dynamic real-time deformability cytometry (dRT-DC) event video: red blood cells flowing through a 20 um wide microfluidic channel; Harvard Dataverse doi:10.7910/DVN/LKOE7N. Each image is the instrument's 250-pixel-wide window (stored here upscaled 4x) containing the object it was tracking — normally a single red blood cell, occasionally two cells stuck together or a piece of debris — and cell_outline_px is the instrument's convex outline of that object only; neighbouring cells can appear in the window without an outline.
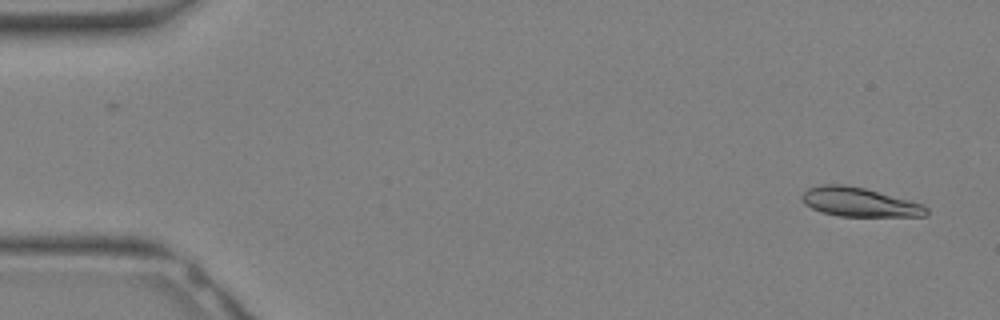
{"species": "Egyptian fruit bat (a non-hibernating species)", "species_latin": "Rousettus aegyptiacus", "temperature_condition": "warm", "stored_images_in_passage": 17, "camera_frame_rate_fps": 3000, "um_per_image_px": 0.085, "animal": {"sex": "female"}, "frame": {"image": 1, "passage_image": 1, "time_ms": 0.0, "image_size_px": [1000, 320], "cell_outline_px": [[928, 216], [840, 216], [820, 212], [804, 204], [800, 200], [800, 196], [808, 188], [820, 184], [844, 184], [864, 188], [924, 204], [928, 208]], "centroid_in_image_um": [73.02, 17.18], "position_along_channel_um": 12.0, "area_um2": 21.21}}
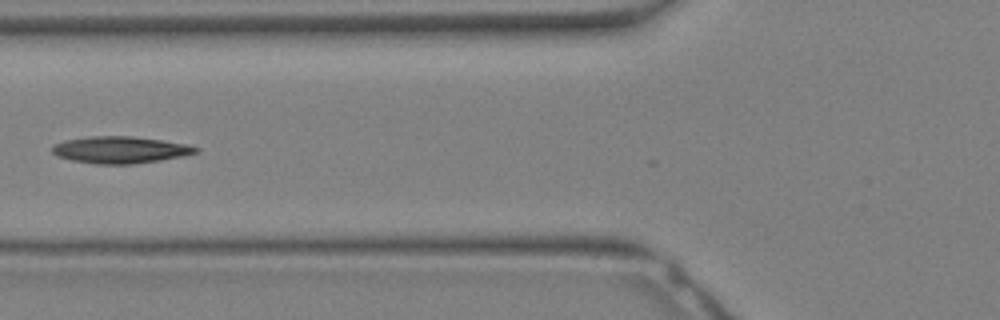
{"frame": {"image": 2, "passage_image": 12, "time_ms": 3.667, "image_size_px": [1000, 320], "cell_outline_px": [[200, 148], [196, 152], [184, 156], [160, 160], [132, 164], [96, 164], [72, 160], [56, 156], [52, 152], [52, 144], [64, 140], [88, 136], [132, 136], [164, 140], [188, 144]], "centroid_in_image_um": [10.2, 12.73], "position_along_channel_um": 115.6, "area_um2": 22.66}}
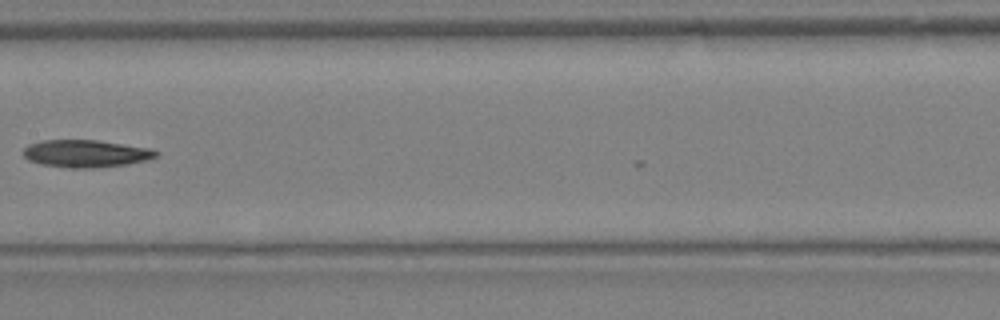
{"frame": {"image": 3, "passage_image": 16, "time_ms": 5.0, "image_size_px": [1000, 320], "cell_outline_px": [[160, 152], [156, 156], [144, 160], [124, 164], [92, 168], [76, 168], [40, 164], [28, 160], [24, 156], [24, 148], [28, 144], [40, 140], [96, 140], [152, 148]], "centroid_in_image_um": [7.27, 13.04], "position_along_channel_um": 200.1, "area_um2": 21.04}}